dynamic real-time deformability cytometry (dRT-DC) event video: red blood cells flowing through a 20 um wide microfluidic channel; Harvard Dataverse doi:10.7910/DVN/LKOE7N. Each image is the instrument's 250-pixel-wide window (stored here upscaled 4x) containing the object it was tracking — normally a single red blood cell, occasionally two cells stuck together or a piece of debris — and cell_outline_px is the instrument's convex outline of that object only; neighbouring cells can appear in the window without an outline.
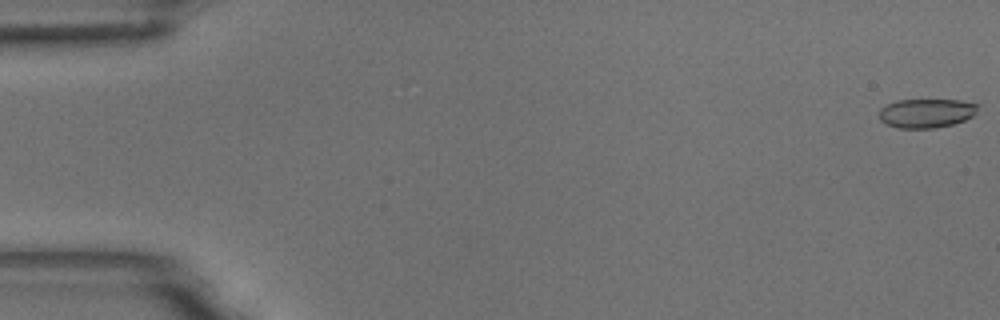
{"species": "common noctule bat (a hibernating species)", "species_latin": "Nyctalus noctula", "temperature_condition": "room temperature", "stored_images_in_passage": 5, "camera_frame_rate_fps": 3000, "um_per_image_px": 0.085, "animal": {"sex": "male", "body_mass_g": 18.8}, "frame": {"image": 1, "passage_image": 1, "time_ms": 0.0, "image_size_px": [1000, 320], "cell_outline_px": [[980, 104], [976, 112], [972, 116], [964, 120], [952, 124], [936, 128], [896, 128], [880, 120], [880, 108], [896, 100], [960, 100]], "centroid_in_image_um": [78.76, 9.61], "position_along_channel_um": 6.2, "area_um2": 16.7}}
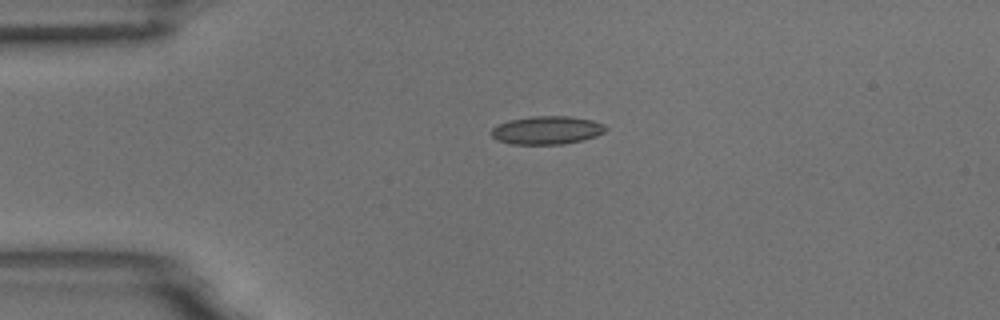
{"frame": {"image": 2, "passage_image": 4, "time_ms": 1.0, "image_size_px": [1000, 320], "cell_outline_px": [[608, 128], [604, 132], [596, 136], [584, 140], [564, 144], [512, 144], [500, 140], [492, 136], [492, 128], [496, 124], [508, 120], [532, 116], [572, 116], [592, 120], [604, 124]], "centroid_in_image_um": [46.51, 11.06], "position_along_channel_um": 38.5, "area_um2": 18.9}}